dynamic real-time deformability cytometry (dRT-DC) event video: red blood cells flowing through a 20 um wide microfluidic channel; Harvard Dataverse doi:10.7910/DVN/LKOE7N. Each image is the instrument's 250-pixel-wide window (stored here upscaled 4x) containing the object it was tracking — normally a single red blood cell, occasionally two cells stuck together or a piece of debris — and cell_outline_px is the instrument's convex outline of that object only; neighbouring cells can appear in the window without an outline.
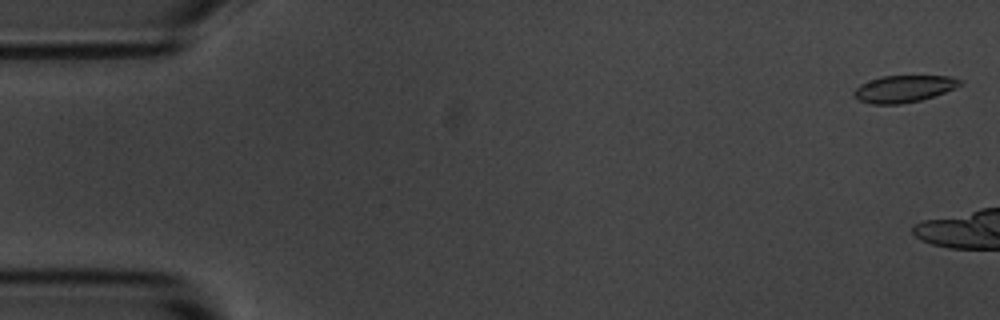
{"species": "common noctule bat (a hibernating species)", "species_latin": "Nyctalus noctula", "temperature_condition": "room temperature", "stored_images_in_passage": 6, "camera_frame_rate_fps": 3000, "um_per_image_px": 0.085, "animal": {"sex": "male", "body_mass_g": 20.1, "forearm_length_mm": 53.5}, "frame": {"image": 1, "passage_image": 1, "time_ms": 0.0, "image_size_px": [1000, 320], "cell_outline_px": [[964, 84], [956, 88], [936, 96], [920, 100], [900, 104], [872, 104], [860, 100], [852, 96], [852, 92], [860, 84], [884, 76], [948, 76], [964, 80]], "centroid_in_image_um": [76.88, 7.55], "position_along_channel_um": 8.1, "area_um2": 16.76}}